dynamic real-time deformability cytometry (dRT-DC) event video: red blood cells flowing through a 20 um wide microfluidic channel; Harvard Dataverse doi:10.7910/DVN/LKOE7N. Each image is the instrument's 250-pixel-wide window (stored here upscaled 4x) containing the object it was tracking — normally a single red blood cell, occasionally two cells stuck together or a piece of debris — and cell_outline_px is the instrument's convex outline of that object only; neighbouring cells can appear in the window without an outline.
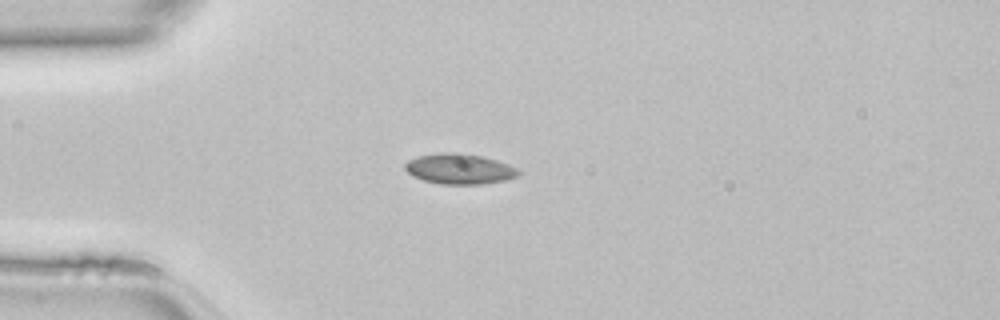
{"species": "common noctule bat (a hibernating species)", "species_latin": "Nyctalus noctula", "temperature_condition": "room temperature", "stored_images_in_passage": 35, "camera_frame_rate_fps": 3000, "um_per_image_px": 0.085, "animal": {"sex": "female", "body_mass_g": 22.7, "forearm_length_mm": 54.2}, "frame": {"image": 1, "passage_image": 1, "time_ms": 0.0, "image_size_px": [1000, 320], "cell_outline_px": [[520, 176], [504, 180], [480, 184], [440, 184], [424, 180], [412, 176], [404, 168], [404, 164], [408, 160], [416, 156], [440, 152], [460, 152], [484, 156], [508, 164], [516, 168], [520, 172]], "centroid_in_image_um": [39.03, 14.34], "position_along_channel_um": 46.0, "area_um2": 20.29}}
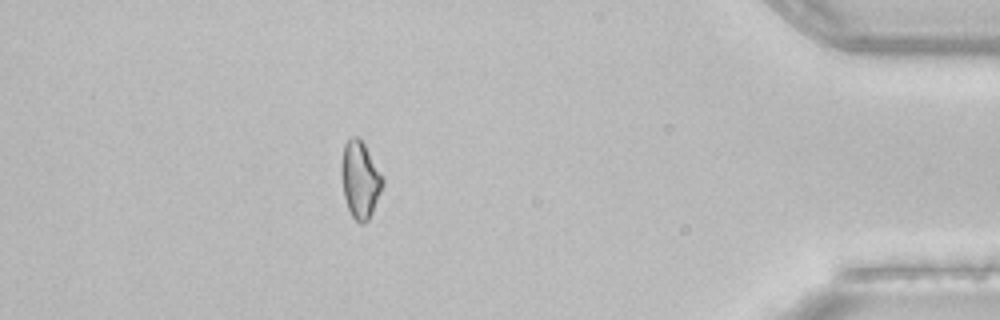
{"frame": {"image": 2, "passage_image": 30, "time_ms": 9.667, "image_size_px": [1000, 320], "cell_outline_px": [[384, 184], [372, 212], [368, 220], [360, 224], [352, 216], [348, 208], [344, 196], [340, 172], [340, 164], [344, 144], [352, 136], [360, 136], [384, 180]], "centroid_in_image_um": [30.58, 15.24], "position_along_channel_um": 404.6, "area_um2": 18.44}}